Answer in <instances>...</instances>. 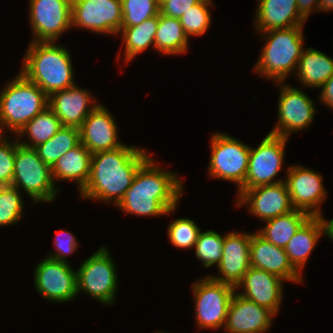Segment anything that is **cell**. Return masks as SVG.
<instances>
[{
	"label": "cell",
	"mask_w": 333,
	"mask_h": 333,
	"mask_svg": "<svg viewBox=\"0 0 333 333\" xmlns=\"http://www.w3.org/2000/svg\"><path fill=\"white\" fill-rule=\"evenodd\" d=\"M326 236L333 242V218L331 220H325Z\"/></svg>",
	"instance_id": "7bdbcfd3"
},
{
	"label": "cell",
	"mask_w": 333,
	"mask_h": 333,
	"mask_svg": "<svg viewBox=\"0 0 333 333\" xmlns=\"http://www.w3.org/2000/svg\"><path fill=\"white\" fill-rule=\"evenodd\" d=\"M319 101L333 109V75L321 87Z\"/></svg>",
	"instance_id": "ab89813d"
},
{
	"label": "cell",
	"mask_w": 333,
	"mask_h": 333,
	"mask_svg": "<svg viewBox=\"0 0 333 333\" xmlns=\"http://www.w3.org/2000/svg\"><path fill=\"white\" fill-rule=\"evenodd\" d=\"M144 148L123 146L92 154L90 177L80 198L117 205L131 186L137 170L150 158Z\"/></svg>",
	"instance_id": "7a4b0ae2"
},
{
	"label": "cell",
	"mask_w": 333,
	"mask_h": 333,
	"mask_svg": "<svg viewBox=\"0 0 333 333\" xmlns=\"http://www.w3.org/2000/svg\"><path fill=\"white\" fill-rule=\"evenodd\" d=\"M309 217L308 213L294 209L287 214L265 221V226L259 229L258 233L270 243L284 249Z\"/></svg>",
	"instance_id": "83f0119b"
},
{
	"label": "cell",
	"mask_w": 333,
	"mask_h": 333,
	"mask_svg": "<svg viewBox=\"0 0 333 333\" xmlns=\"http://www.w3.org/2000/svg\"><path fill=\"white\" fill-rule=\"evenodd\" d=\"M69 50L55 42H30L20 73L47 96L75 84Z\"/></svg>",
	"instance_id": "3957f363"
},
{
	"label": "cell",
	"mask_w": 333,
	"mask_h": 333,
	"mask_svg": "<svg viewBox=\"0 0 333 333\" xmlns=\"http://www.w3.org/2000/svg\"><path fill=\"white\" fill-rule=\"evenodd\" d=\"M210 140L209 177L236 183L239 193L245 189L250 146L223 132H216Z\"/></svg>",
	"instance_id": "52a82bcc"
},
{
	"label": "cell",
	"mask_w": 333,
	"mask_h": 333,
	"mask_svg": "<svg viewBox=\"0 0 333 333\" xmlns=\"http://www.w3.org/2000/svg\"><path fill=\"white\" fill-rule=\"evenodd\" d=\"M155 333H166V332H164V331H156Z\"/></svg>",
	"instance_id": "ee69618b"
},
{
	"label": "cell",
	"mask_w": 333,
	"mask_h": 333,
	"mask_svg": "<svg viewBox=\"0 0 333 333\" xmlns=\"http://www.w3.org/2000/svg\"><path fill=\"white\" fill-rule=\"evenodd\" d=\"M89 89L72 87L48 96V107L60 119L62 126L80 128L86 117L99 105Z\"/></svg>",
	"instance_id": "d6986e66"
},
{
	"label": "cell",
	"mask_w": 333,
	"mask_h": 333,
	"mask_svg": "<svg viewBox=\"0 0 333 333\" xmlns=\"http://www.w3.org/2000/svg\"><path fill=\"white\" fill-rule=\"evenodd\" d=\"M201 0H164L160 3V13L173 18H180L189 8Z\"/></svg>",
	"instance_id": "f35d334b"
},
{
	"label": "cell",
	"mask_w": 333,
	"mask_h": 333,
	"mask_svg": "<svg viewBox=\"0 0 333 333\" xmlns=\"http://www.w3.org/2000/svg\"><path fill=\"white\" fill-rule=\"evenodd\" d=\"M167 229L172 245L182 249L194 248L201 231L196 222L189 218L173 220Z\"/></svg>",
	"instance_id": "d590c367"
},
{
	"label": "cell",
	"mask_w": 333,
	"mask_h": 333,
	"mask_svg": "<svg viewBox=\"0 0 333 333\" xmlns=\"http://www.w3.org/2000/svg\"><path fill=\"white\" fill-rule=\"evenodd\" d=\"M22 192L13 186H0V227L14 225L23 216Z\"/></svg>",
	"instance_id": "e575fe53"
},
{
	"label": "cell",
	"mask_w": 333,
	"mask_h": 333,
	"mask_svg": "<svg viewBox=\"0 0 333 333\" xmlns=\"http://www.w3.org/2000/svg\"><path fill=\"white\" fill-rule=\"evenodd\" d=\"M188 36L178 18L159 12L158 27L155 35V49L163 55H180L187 52Z\"/></svg>",
	"instance_id": "4316f807"
},
{
	"label": "cell",
	"mask_w": 333,
	"mask_h": 333,
	"mask_svg": "<svg viewBox=\"0 0 333 333\" xmlns=\"http://www.w3.org/2000/svg\"><path fill=\"white\" fill-rule=\"evenodd\" d=\"M47 107L48 96L45 92L19 72L0 90V134L6 136L7 129L16 136Z\"/></svg>",
	"instance_id": "5b68a950"
},
{
	"label": "cell",
	"mask_w": 333,
	"mask_h": 333,
	"mask_svg": "<svg viewBox=\"0 0 333 333\" xmlns=\"http://www.w3.org/2000/svg\"><path fill=\"white\" fill-rule=\"evenodd\" d=\"M283 282L285 281L276 275L250 267L235 289L236 293L243 298L255 302L277 315L282 303ZM241 287L244 291L239 292Z\"/></svg>",
	"instance_id": "ffe728a7"
},
{
	"label": "cell",
	"mask_w": 333,
	"mask_h": 333,
	"mask_svg": "<svg viewBox=\"0 0 333 333\" xmlns=\"http://www.w3.org/2000/svg\"><path fill=\"white\" fill-rule=\"evenodd\" d=\"M11 186L23 188L35 204L54 201L60 191L52 180L51 168L39 158L35 148L21 145L18 140Z\"/></svg>",
	"instance_id": "8992f818"
},
{
	"label": "cell",
	"mask_w": 333,
	"mask_h": 333,
	"mask_svg": "<svg viewBox=\"0 0 333 333\" xmlns=\"http://www.w3.org/2000/svg\"><path fill=\"white\" fill-rule=\"evenodd\" d=\"M79 143V129L62 126L52 138L35 147V150L39 158L52 168L61 156L76 147Z\"/></svg>",
	"instance_id": "4dcf8cb0"
},
{
	"label": "cell",
	"mask_w": 333,
	"mask_h": 333,
	"mask_svg": "<svg viewBox=\"0 0 333 333\" xmlns=\"http://www.w3.org/2000/svg\"><path fill=\"white\" fill-rule=\"evenodd\" d=\"M195 323L200 329L224 328L231 298L236 289L209 275L192 283Z\"/></svg>",
	"instance_id": "9c48e42d"
},
{
	"label": "cell",
	"mask_w": 333,
	"mask_h": 333,
	"mask_svg": "<svg viewBox=\"0 0 333 333\" xmlns=\"http://www.w3.org/2000/svg\"><path fill=\"white\" fill-rule=\"evenodd\" d=\"M324 218V216H310L284 248L291 264L300 274L319 241V237L326 236Z\"/></svg>",
	"instance_id": "cb8c5ba5"
},
{
	"label": "cell",
	"mask_w": 333,
	"mask_h": 333,
	"mask_svg": "<svg viewBox=\"0 0 333 333\" xmlns=\"http://www.w3.org/2000/svg\"><path fill=\"white\" fill-rule=\"evenodd\" d=\"M32 42H55L72 28V0H29Z\"/></svg>",
	"instance_id": "8fae6325"
},
{
	"label": "cell",
	"mask_w": 333,
	"mask_h": 333,
	"mask_svg": "<svg viewBox=\"0 0 333 333\" xmlns=\"http://www.w3.org/2000/svg\"><path fill=\"white\" fill-rule=\"evenodd\" d=\"M224 235L208 230L199 233L195 243V256L204 267L218 266L223 256Z\"/></svg>",
	"instance_id": "1f68e13d"
},
{
	"label": "cell",
	"mask_w": 333,
	"mask_h": 333,
	"mask_svg": "<svg viewBox=\"0 0 333 333\" xmlns=\"http://www.w3.org/2000/svg\"><path fill=\"white\" fill-rule=\"evenodd\" d=\"M38 294L51 302L68 303L77 295V274L70 263L44 258L35 267Z\"/></svg>",
	"instance_id": "4fadbf2b"
},
{
	"label": "cell",
	"mask_w": 333,
	"mask_h": 333,
	"mask_svg": "<svg viewBox=\"0 0 333 333\" xmlns=\"http://www.w3.org/2000/svg\"><path fill=\"white\" fill-rule=\"evenodd\" d=\"M236 207L248 206V212L262 221L273 219L294 210L285 181L241 190Z\"/></svg>",
	"instance_id": "2e32d148"
},
{
	"label": "cell",
	"mask_w": 333,
	"mask_h": 333,
	"mask_svg": "<svg viewBox=\"0 0 333 333\" xmlns=\"http://www.w3.org/2000/svg\"><path fill=\"white\" fill-rule=\"evenodd\" d=\"M92 153L80 142L76 147L61 156L51 168L52 180L75 181L80 192L90 177Z\"/></svg>",
	"instance_id": "d4e9b609"
},
{
	"label": "cell",
	"mask_w": 333,
	"mask_h": 333,
	"mask_svg": "<svg viewBox=\"0 0 333 333\" xmlns=\"http://www.w3.org/2000/svg\"><path fill=\"white\" fill-rule=\"evenodd\" d=\"M286 173L285 183L293 208L310 216L323 217L320 207L328 195L324 188L323 176L301 165L288 167Z\"/></svg>",
	"instance_id": "9a60e30c"
},
{
	"label": "cell",
	"mask_w": 333,
	"mask_h": 333,
	"mask_svg": "<svg viewBox=\"0 0 333 333\" xmlns=\"http://www.w3.org/2000/svg\"><path fill=\"white\" fill-rule=\"evenodd\" d=\"M276 315L269 309L233 294L224 329L228 333H264Z\"/></svg>",
	"instance_id": "44dd1931"
},
{
	"label": "cell",
	"mask_w": 333,
	"mask_h": 333,
	"mask_svg": "<svg viewBox=\"0 0 333 333\" xmlns=\"http://www.w3.org/2000/svg\"><path fill=\"white\" fill-rule=\"evenodd\" d=\"M302 31L303 26H295L261 33L262 40L265 38L266 43L253 70L267 79H272L276 84L284 82L289 74L295 73L302 56L304 50Z\"/></svg>",
	"instance_id": "277c9868"
},
{
	"label": "cell",
	"mask_w": 333,
	"mask_h": 333,
	"mask_svg": "<svg viewBox=\"0 0 333 333\" xmlns=\"http://www.w3.org/2000/svg\"><path fill=\"white\" fill-rule=\"evenodd\" d=\"M159 4L161 3V2H163L164 0H156Z\"/></svg>",
	"instance_id": "f6af8a7d"
},
{
	"label": "cell",
	"mask_w": 333,
	"mask_h": 333,
	"mask_svg": "<svg viewBox=\"0 0 333 333\" xmlns=\"http://www.w3.org/2000/svg\"><path fill=\"white\" fill-rule=\"evenodd\" d=\"M251 233L230 232L224 235L223 256L217 266L221 276L209 275L212 279L236 288L250 265Z\"/></svg>",
	"instance_id": "ac0fdd59"
},
{
	"label": "cell",
	"mask_w": 333,
	"mask_h": 333,
	"mask_svg": "<svg viewBox=\"0 0 333 333\" xmlns=\"http://www.w3.org/2000/svg\"><path fill=\"white\" fill-rule=\"evenodd\" d=\"M331 12L333 11V0H319L318 12Z\"/></svg>",
	"instance_id": "b9f144b4"
},
{
	"label": "cell",
	"mask_w": 333,
	"mask_h": 333,
	"mask_svg": "<svg viewBox=\"0 0 333 333\" xmlns=\"http://www.w3.org/2000/svg\"><path fill=\"white\" fill-rule=\"evenodd\" d=\"M212 2L213 0H201L179 18L188 38L202 36L207 32L212 22L209 11L210 7H214Z\"/></svg>",
	"instance_id": "d6a6232c"
},
{
	"label": "cell",
	"mask_w": 333,
	"mask_h": 333,
	"mask_svg": "<svg viewBox=\"0 0 333 333\" xmlns=\"http://www.w3.org/2000/svg\"><path fill=\"white\" fill-rule=\"evenodd\" d=\"M99 104L79 128L80 142L92 153L115 150L124 145L118 140V125L109 109Z\"/></svg>",
	"instance_id": "e0dca14e"
},
{
	"label": "cell",
	"mask_w": 333,
	"mask_h": 333,
	"mask_svg": "<svg viewBox=\"0 0 333 333\" xmlns=\"http://www.w3.org/2000/svg\"><path fill=\"white\" fill-rule=\"evenodd\" d=\"M121 23V0H72V28L115 36Z\"/></svg>",
	"instance_id": "5bb4252c"
},
{
	"label": "cell",
	"mask_w": 333,
	"mask_h": 333,
	"mask_svg": "<svg viewBox=\"0 0 333 333\" xmlns=\"http://www.w3.org/2000/svg\"><path fill=\"white\" fill-rule=\"evenodd\" d=\"M250 265L284 281L303 282L302 274L293 267L285 250L270 243L258 232L251 233Z\"/></svg>",
	"instance_id": "7402d4cb"
},
{
	"label": "cell",
	"mask_w": 333,
	"mask_h": 333,
	"mask_svg": "<svg viewBox=\"0 0 333 333\" xmlns=\"http://www.w3.org/2000/svg\"><path fill=\"white\" fill-rule=\"evenodd\" d=\"M107 246H101L76 270L77 291L88 294L101 304H114L118 274Z\"/></svg>",
	"instance_id": "ba28073f"
},
{
	"label": "cell",
	"mask_w": 333,
	"mask_h": 333,
	"mask_svg": "<svg viewBox=\"0 0 333 333\" xmlns=\"http://www.w3.org/2000/svg\"><path fill=\"white\" fill-rule=\"evenodd\" d=\"M159 14L133 27H121L124 46L125 64L132 61L141 52L149 48L155 49V35L158 27ZM132 59V60H131Z\"/></svg>",
	"instance_id": "f1b7e54d"
},
{
	"label": "cell",
	"mask_w": 333,
	"mask_h": 333,
	"mask_svg": "<svg viewBox=\"0 0 333 333\" xmlns=\"http://www.w3.org/2000/svg\"><path fill=\"white\" fill-rule=\"evenodd\" d=\"M280 85L278 99V122L269 132L288 138L291 132L309 129L317 109L313 100L300 88L277 82Z\"/></svg>",
	"instance_id": "7c38bea8"
},
{
	"label": "cell",
	"mask_w": 333,
	"mask_h": 333,
	"mask_svg": "<svg viewBox=\"0 0 333 333\" xmlns=\"http://www.w3.org/2000/svg\"><path fill=\"white\" fill-rule=\"evenodd\" d=\"M288 138L268 133L260 145L250 147L245 188L277 184L285 181L276 179L284 163L285 147Z\"/></svg>",
	"instance_id": "30bf717a"
},
{
	"label": "cell",
	"mask_w": 333,
	"mask_h": 333,
	"mask_svg": "<svg viewBox=\"0 0 333 333\" xmlns=\"http://www.w3.org/2000/svg\"><path fill=\"white\" fill-rule=\"evenodd\" d=\"M61 127L60 119L47 107L31 119L16 136L21 138L26 134L30 140L29 143L19 139L18 142L21 145L35 148L52 138Z\"/></svg>",
	"instance_id": "f546056e"
},
{
	"label": "cell",
	"mask_w": 333,
	"mask_h": 333,
	"mask_svg": "<svg viewBox=\"0 0 333 333\" xmlns=\"http://www.w3.org/2000/svg\"><path fill=\"white\" fill-rule=\"evenodd\" d=\"M332 75L333 57L312 47L304 48L295 71L302 87L321 88Z\"/></svg>",
	"instance_id": "484cf974"
},
{
	"label": "cell",
	"mask_w": 333,
	"mask_h": 333,
	"mask_svg": "<svg viewBox=\"0 0 333 333\" xmlns=\"http://www.w3.org/2000/svg\"><path fill=\"white\" fill-rule=\"evenodd\" d=\"M183 187L177 173L164 170L150 157L137 170L131 186L115 207L137 216L171 215L182 198Z\"/></svg>",
	"instance_id": "6da1fadb"
},
{
	"label": "cell",
	"mask_w": 333,
	"mask_h": 333,
	"mask_svg": "<svg viewBox=\"0 0 333 333\" xmlns=\"http://www.w3.org/2000/svg\"><path fill=\"white\" fill-rule=\"evenodd\" d=\"M78 242L76 237L68 230L56 232L54 238L55 253H50L47 258L68 263L67 256L77 250Z\"/></svg>",
	"instance_id": "74e56055"
},
{
	"label": "cell",
	"mask_w": 333,
	"mask_h": 333,
	"mask_svg": "<svg viewBox=\"0 0 333 333\" xmlns=\"http://www.w3.org/2000/svg\"><path fill=\"white\" fill-rule=\"evenodd\" d=\"M121 6V27L139 25L160 12V4L156 0H121Z\"/></svg>",
	"instance_id": "836d02e7"
},
{
	"label": "cell",
	"mask_w": 333,
	"mask_h": 333,
	"mask_svg": "<svg viewBox=\"0 0 333 333\" xmlns=\"http://www.w3.org/2000/svg\"><path fill=\"white\" fill-rule=\"evenodd\" d=\"M299 14L307 21L309 14L318 11L319 0H297Z\"/></svg>",
	"instance_id": "60d3db41"
},
{
	"label": "cell",
	"mask_w": 333,
	"mask_h": 333,
	"mask_svg": "<svg viewBox=\"0 0 333 333\" xmlns=\"http://www.w3.org/2000/svg\"><path fill=\"white\" fill-rule=\"evenodd\" d=\"M0 136V186H10L14 176L16 139Z\"/></svg>",
	"instance_id": "8d00e7d4"
},
{
	"label": "cell",
	"mask_w": 333,
	"mask_h": 333,
	"mask_svg": "<svg viewBox=\"0 0 333 333\" xmlns=\"http://www.w3.org/2000/svg\"><path fill=\"white\" fill-rule=\"evenodd\" d=\"M256 33L304 26L306 20L299 14L297 0H257Z\"/></svg>",
	"instance_id": "603a6c76"
}]
</instances>
